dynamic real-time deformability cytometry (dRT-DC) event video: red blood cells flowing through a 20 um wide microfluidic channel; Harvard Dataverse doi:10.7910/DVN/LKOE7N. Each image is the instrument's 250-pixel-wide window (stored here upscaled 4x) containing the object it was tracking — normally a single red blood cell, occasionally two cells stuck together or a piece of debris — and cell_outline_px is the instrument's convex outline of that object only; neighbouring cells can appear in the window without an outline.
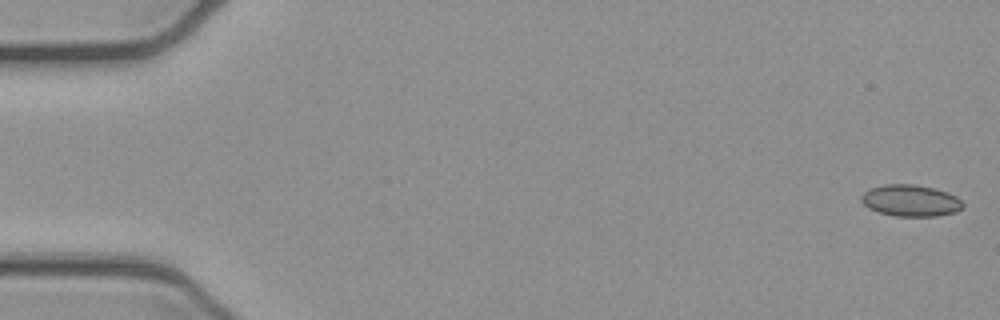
{"species": "common noctule bat (a hibernating species)", "species_latin": "Nyctalus noctula", "temperature_condition": "cold", "stored_images_in_passage": 5, "camera_frame_rate_fps": 3000, "um_per_image_px": 0.085, "animal": {"sex": "female", "body_mass_g": 21.9}, "frame": {"image": 1, "passage_image": 1, "time_ms": 0.0, "image_size_px": [1000, 320], "cell_outline_px": [[964, 208], [956, 212], [936, 216], [896, 216], [880, 212], [868, 208], [860, 200], [860, 196], [868, 188], [884, 184], [916, 184], [948, 192], [956, 196], [964, 204]], "centroid_in_image_um": [77.4, 17.04], "position_along_channel_um": 7.6, "area_um2": 18.84}}
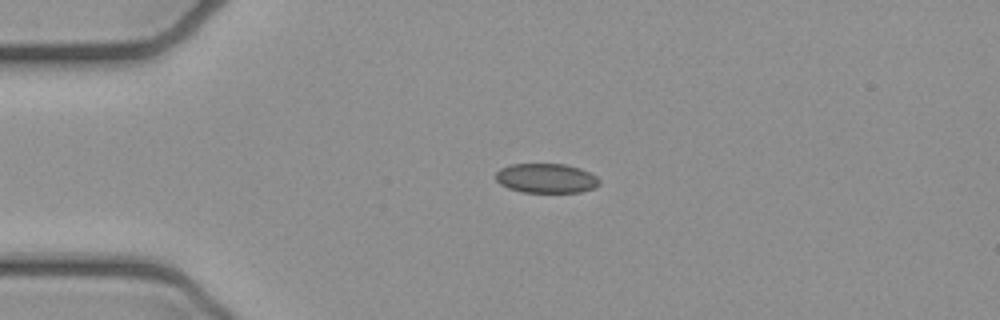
{"frame": {"image": 2, "passage_image": 4, "time_ms": 1.0, "image_size_px": [1000, 320], "cell_outline_px": [[600, 184], [592, 188], [580, 192], [524, 192], [508, 188], [500, 184], [496, 180], [496, 172], [500, 168], [512, 164], [564, 164], [580, 168], [596, 176], [600, 180]], "centroid_in_image_um": [46.42, 15.15], "position_along_channel_um": 38.6, "area_um2": 17.74}}